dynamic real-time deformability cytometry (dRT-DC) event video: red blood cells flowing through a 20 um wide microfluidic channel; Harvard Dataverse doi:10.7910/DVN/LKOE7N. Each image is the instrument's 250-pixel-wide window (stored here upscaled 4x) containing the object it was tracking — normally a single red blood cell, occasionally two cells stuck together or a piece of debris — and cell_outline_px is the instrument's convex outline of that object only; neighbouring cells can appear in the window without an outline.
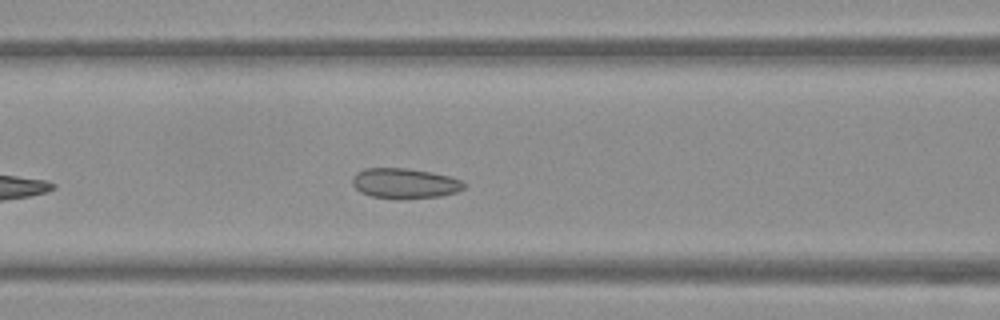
{"species": "Egyptian fruit bat (a non-hibernating species)", "species_latin": "Rousettus aegyptiacus", "temperature_condition": "warm", "stored_images_in_passage": 32, "camera_frame_rate_fps": 3000, "um_per_image_px": 0.085, "frame": {"image": 1, "passage_image": 10, "time_ms": 3.0, "image_size_px": [1000, 320], "cell_outline_px": [[468, 184], [464, 188], [456, 192], [440, 196], [372, 196], [360, 192], [352, 184], [352, 176], [356, 172], [364, 168], [404, 168], [432, 172], [464, 180]], "centroid_in_image_um": [34.42, 15.53], "position_along_channel_um": 132.2, "area_um2": 19.02}}
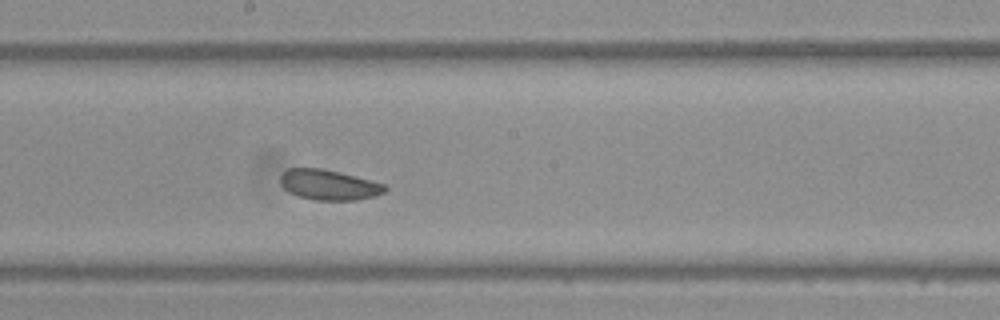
{"frame": {"image": 2, "passage_image": 17, "time_ms": 5.333, "image_size_px": [1000, 320], "cell_outline_px": [[388, 188], [384, 192], [372, 196], [356, 200], [316, 200], [300, 196], [288, 192], [280, 184], [280, 176], [288, 168], [324, 168], [340, 172], [384, 184]], "centroid_in_image_um": [27.92, 15.7], "position_along_channel_um": 220.3, "area_um2": 18.32}}
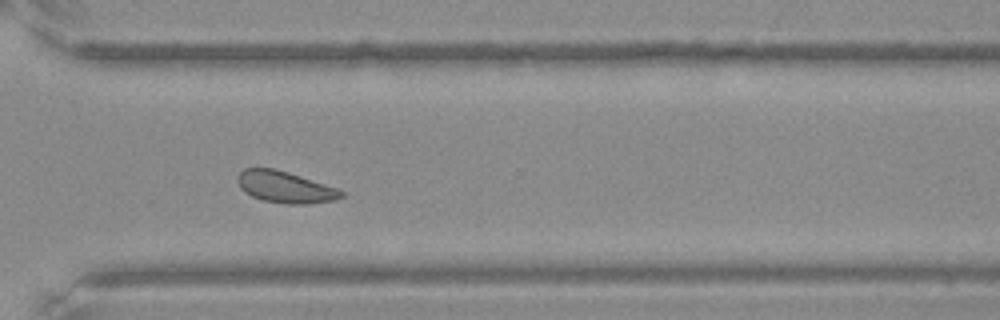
{"frame": {"image": 3, "passage_image": 27, "time_ms": 8.667, "image_size_px": [1000, 320], "cell_outline_px": [[344, 196], [336, 200], [304, 204], [284, 204], [264, 200], [252, 196], [244, 192], [240, 188], [236, 180], [236, 176], [244, 168], [276, 168], [336, 188], [344, 192]], "centroid_in_image_um": [24.2, 15.9], "position_along_channel_um": 346.4, "area_um2": 19.07}, "authors_computed_cell_mechanics": {"area_um2": 19.2763, "velocity_mm_per_s": 3.7839, "shape_relaxation_time_tau1_ms": 1.7661, "shape_relaxation_time_tau2_ms": 2.5432, "deformation_change_tau1": 0.0332, "deformation_change_tau2": 0.0661}}